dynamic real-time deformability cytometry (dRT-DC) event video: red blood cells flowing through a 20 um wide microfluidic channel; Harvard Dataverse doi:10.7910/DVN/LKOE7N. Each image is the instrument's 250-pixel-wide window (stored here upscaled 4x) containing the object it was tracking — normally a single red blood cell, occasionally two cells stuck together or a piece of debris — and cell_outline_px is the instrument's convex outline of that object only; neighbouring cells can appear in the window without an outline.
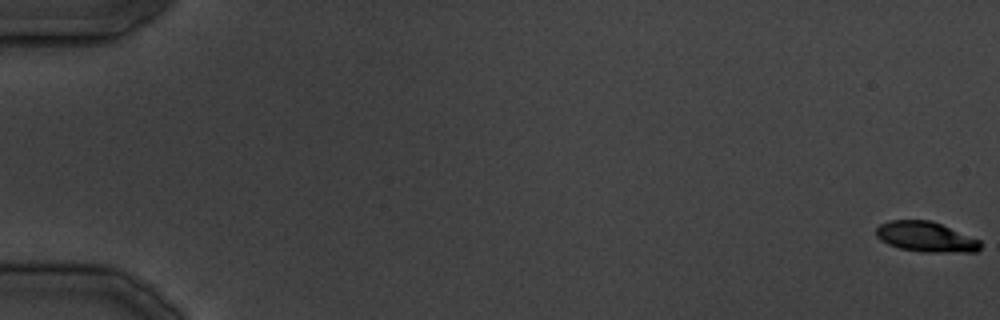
{"species": "common noctule bat (a hibernating species)", "species_latin": "Nyctalus noctula", "temperature_condition": "cold", "stored_images_in_passage": 13, "camera_frame_rate_fps": 3000, "um_per_image_px": 0.085, "animal": {"sex": "male", "body_mass_g": 19.5, "forearm_length_mm": 54.6}, "frame": {"image": 1, "passage_image": 1, "time_ms": 0.0, "image_size_px": [1000, 320], "cell_outline_px": [[980, 248], [976, 252], [920, 252], [900, 248], [888, 244], [880, 240], [876, 236], [876, 228], [880, 224], [888, 220], [932, 220], [980, 240]], "centroid_in_image_um": [78.68, 20.13], "position_along_channel_um": 6.3, "area_um2": 18.44}}
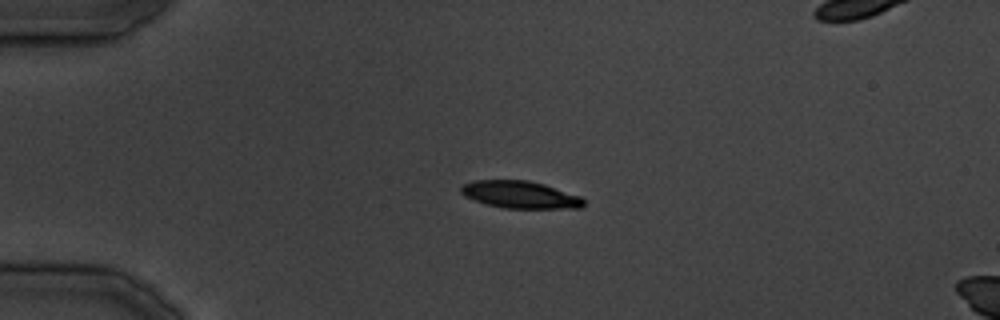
{"frame": {"image": 2, "passage_image": 10, "time_ms": 11.333, "image_size_px": [1000, 320], "cell_outline_px": [[584, 204], [580, 208], [504, 208], [488, 204], [464, 196], [460, 192], [460, 188], [464, 184], [476, 180], [528, 180], [544, 184], [580, 196], [584, 200]], "centroid_in_image_um": [44.22, 16.54], "position_along_channel_um": 40.8, "area_um2": 19.31}}